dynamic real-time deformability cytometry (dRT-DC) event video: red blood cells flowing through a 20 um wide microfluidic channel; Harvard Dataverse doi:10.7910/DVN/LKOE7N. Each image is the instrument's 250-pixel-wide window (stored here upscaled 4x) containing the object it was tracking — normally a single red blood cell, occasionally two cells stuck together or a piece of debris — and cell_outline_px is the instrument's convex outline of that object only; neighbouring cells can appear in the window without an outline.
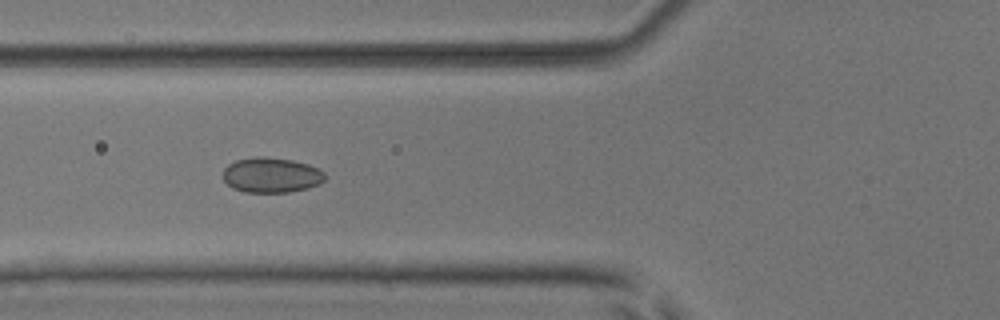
{"species": "common noctule bat (a hibernating species)", "species_latin": "Nyctalus noctula", "temperature_condition": "room temperature", "stored_images_in_passage": 16, "camera_frame_rate_fps": 3000, "um_per_image_px": 0.085, "animal": {"sex": "male", "body_mass_g": 17.9, "forearm_length_mm": 54.2}, "frame": {"image": 1, "passage_image": 7, "time_ms": 2.0, "image_size_px": [1000, 320], "cell_outline_px": [[324, 180], [320, 184], [308, 188], [288, 192], [244, 192], [232, 188], [224, 180], [224, 168], [228, 164], [236, 160], [256, 156], [264, 156], [292, 160], [308, 164], [324, 172]], "centroid_in_image_um": [23.05, 14.88], "position_along_channel_um": 102.7, "area_um2": 20.87}}